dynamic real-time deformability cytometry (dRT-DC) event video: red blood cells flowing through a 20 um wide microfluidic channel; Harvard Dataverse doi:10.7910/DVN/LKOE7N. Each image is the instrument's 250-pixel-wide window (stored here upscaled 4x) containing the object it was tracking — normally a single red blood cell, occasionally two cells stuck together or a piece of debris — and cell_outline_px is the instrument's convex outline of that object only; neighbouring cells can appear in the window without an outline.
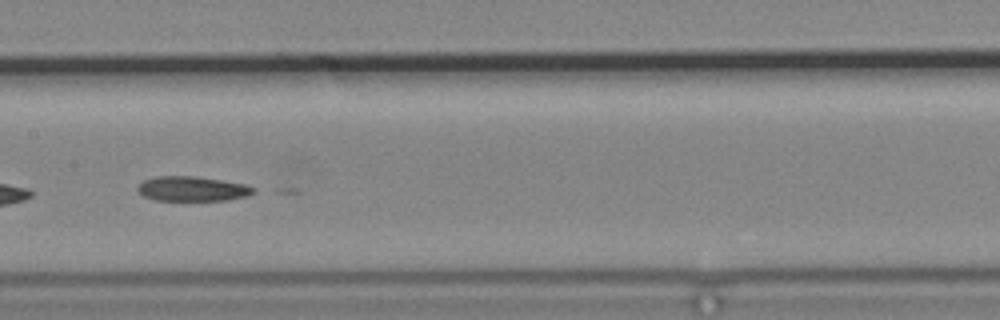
{"species": "common noctule bat (a hibernating species)", "species_latin": "Nyctalus noctula", "temperature_condition": "cold", "stored_images_in_passage": 12, "camera_frame_rate_fps": 3000, "um_per_image_px": 0.085, "animal": {"sex": "male", "body_mass_g": 19.2, "forearm_length_mm": 51.8}, "frame": {"image": 1, "passage_image": 6, "time_ms": 6.0, "image_size_px": [1000, 320], "cell_outline_px": [[256, 192], [248, 196], [228, 200], [156, 200], [144, 196], [136, 188], [144, 180], [156, 176], [196, 176], [244, 184], [256, 188]], "centroid_in_image_um": [16.38, 16.05], "position_along_channel_um": 191.0, "area_um2": 16.65}}
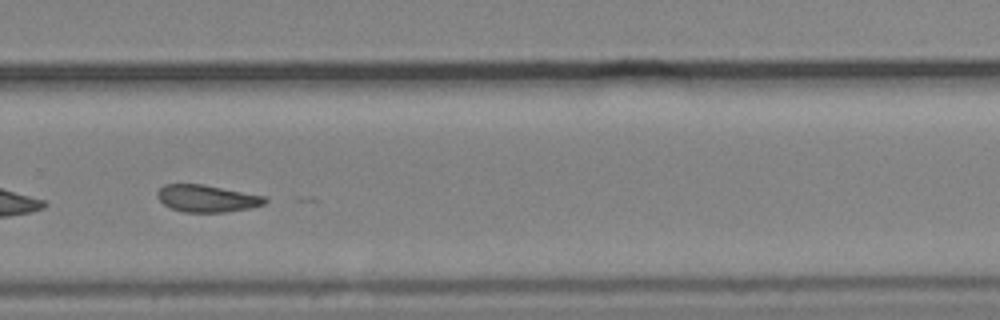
{"frame": {"image": 2, "passage_image": 9, "time_ms": 9.333, "image_size_px": [1000, 320], "cell_outline_px": [[268, 200], [264, 204], [252, 208], [228, 212], [184, 212], [172, 208], [164, 204], [156, 196], [156, 192], [164, 184], [204, 184], [264, 196]], "centroid_in_image_um": [17.59, 16.87], "position_along_channel_um": 312.2, "area_um2": 17.05}}
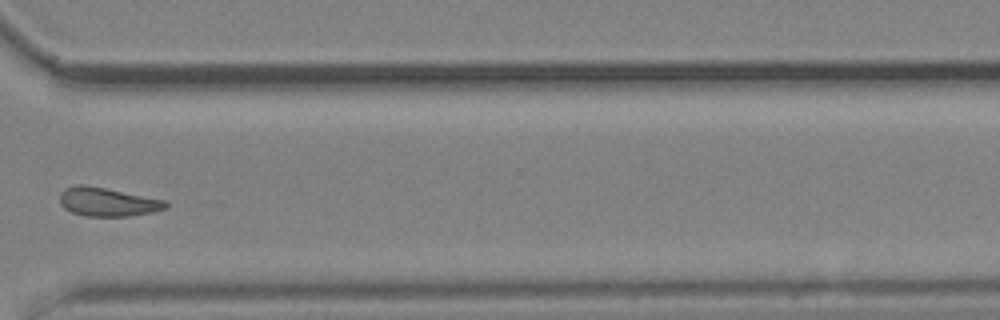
{"frame": {"image": 3, "passage_image": 10, "time_ms": 10.667, "image_size_px": [1000, 320], "cell_outline_px": [[168, 208], [152, 212], [128, 216], [84, 216], [72, 212], [64, 208], [60, 204], [60, 192], [64, 188], [76, 184], [84, 184], [164, 200], [168, 204]], "centroid_in_image_um": [9.1, 17.16], "position_along_channel_um": 361.5, "area_um2": 17.63}}